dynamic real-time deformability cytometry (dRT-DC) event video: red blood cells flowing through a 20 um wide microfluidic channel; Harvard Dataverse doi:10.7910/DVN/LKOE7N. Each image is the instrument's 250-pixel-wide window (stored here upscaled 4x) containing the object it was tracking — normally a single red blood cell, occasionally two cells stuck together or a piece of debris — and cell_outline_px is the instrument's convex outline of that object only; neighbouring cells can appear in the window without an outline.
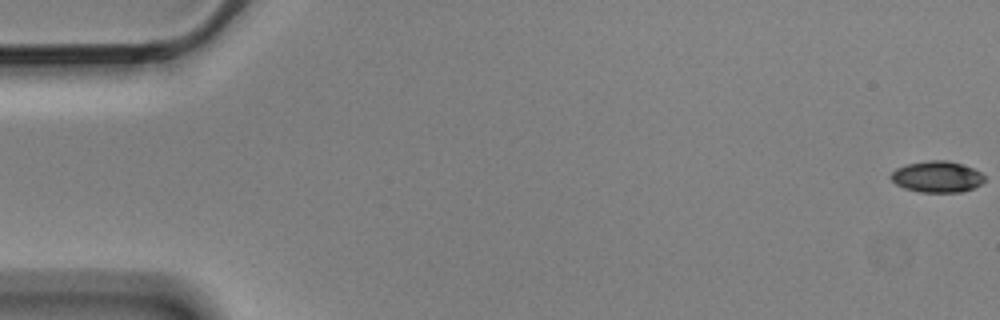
{"species": "Egyptian fruit bat (a non-hibernating species)", "species_latin": "Rousettus aegyptiacus", "temperature_condition": "cold", "stored_images_in_passage": 7, "camera_frame_rate_fps": 3000, "um_per_image_px": 0.085, "animal": {"sex": "male"}, "frame": {"image": 1, "passage_image": 1, "time_ms": 0.0, "image_size_px": [1000, 320], "cell_outline_px": [[984, 180], [980, 184], [972, 188], [960, 192], [920, 192], [904, 188], [896, 184], [888, 176], [896, 168], [904, 164], [928, 160], [948, 160], [972, 168], [980, 172], [984, 176]], "centroid_in_image_um": [79.6, 15.01], "position_along_channel_um": 5.4, "area_um2": 17.05}}
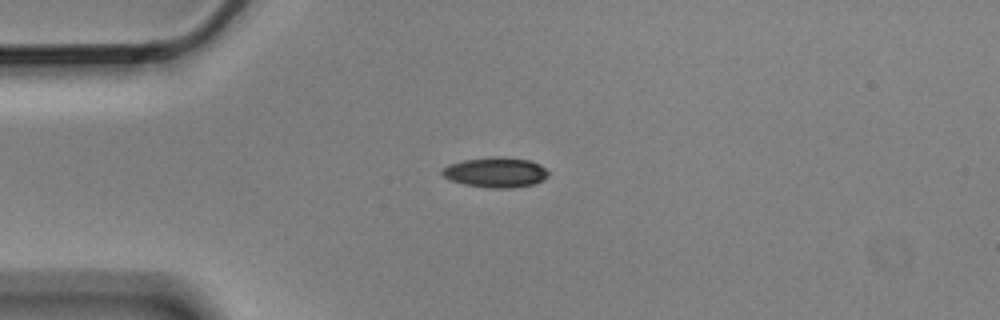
{"frame": {"image": 2, "passage_image": 5, "time_ms": 1.333, "image_size_px": [1000, 320], "cell_outline_px": [[548, 176], [544, 180], [536, 184], [512, 188], [492, 188], [464, 184], [452, 180], [444, 176], [440, 172], [440, 168], [448, 164], [464, 160], [488, 156], [504, 156], [528, 160], [540, 164], [548, 172]], "centroid_in_image_um": [42.13, 14.64], "position_along_channel_um": 42.9, "area_um2": 18.9}}
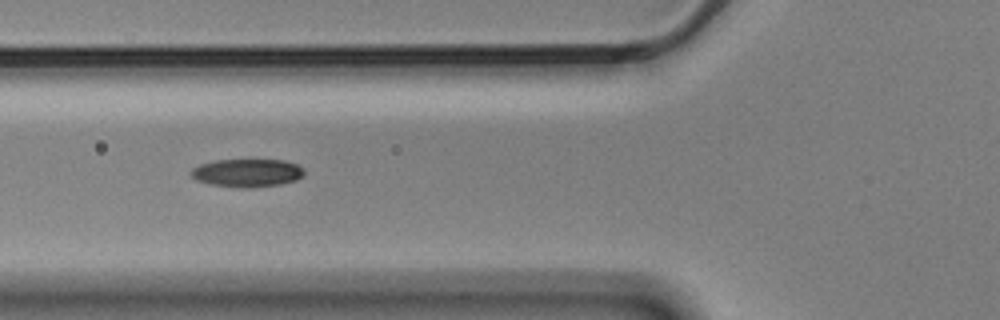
{"frame": {"image": 3, "passage_image": 7, "time_ms": 2.0, "image_size_px": [1000, 320], "cell_outline_px": [[304, 176], [296, 180], [280, 184], [240, 188], [212, 184], [196, 180], [188, 172], [192, 168], [200, 164], [216, 160], [284, 160], [296, 164], [304, 168]], "centroid_in_image_um": [21.01, 14.68], "position_along_channel_um": 104.8, "area_um2": 18.44}}